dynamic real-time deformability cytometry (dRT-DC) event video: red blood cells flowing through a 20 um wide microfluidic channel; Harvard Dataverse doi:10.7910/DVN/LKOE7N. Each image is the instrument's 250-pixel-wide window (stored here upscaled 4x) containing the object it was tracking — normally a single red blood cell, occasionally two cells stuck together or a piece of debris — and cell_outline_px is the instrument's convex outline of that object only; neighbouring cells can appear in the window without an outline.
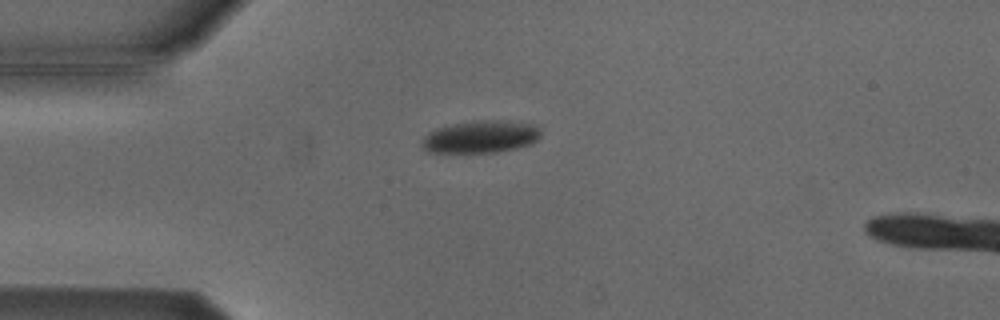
{"species": "Egyptian fruit bat (a non-hibernating species)", "species_latin": "Rousettus aegyptiacus", "temperature_condition": "cold", "stored_images_in_passage": 2, "camera_frame_rate_fps": 3000, "um_per_image_px": 0.085, "animal": {"sex": "male"}, "frame": {"image": 1, "passage_image": 1, "time_ms": 0.0, "image_size_px": [1000, 320], "cell_outline_px": [[540, 136], [532, 144], [516, 148], [496, 152], [428, 152], [420, 144], [424, 136], [428, 132], [436, 128], [456, 124], [480, 120], [508, 120], [536, 124], [540, 128]], "centroid_in_image_um": [40.89, 11.62], "position_along_channel_um": 44.1, "area_um2": 22.48}}